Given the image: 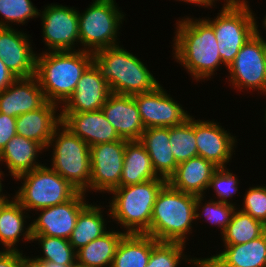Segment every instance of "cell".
Wrapping results in <instances>:
<instances>
[{
  "label": "cell",
  "instance_id": "cell-30",
  "mask_svg": "<svg viewBox=\"0 0 266 267\" xmlns=\"http://www.w3.org/2000/svg\"><path fill=\"white\" fill-rule=\"evenodd\" d=\"M101 212V208L92 203H87L80 211L76 226L69 238V243L75 250H79L108 232L105 230V221Z\"/></svg>",
  "mask_w": 266,
  "mask_h": 267
},
{
  "label": "cell",
  "instance_id": "cell-19",
  "mask_svg": "<svg viewBox=\"0 0 266 267\" xmlns=\"http://www.w3.org/2000/svg\"><path fill=\"white\" fill-rule=\"evenodd\" d=\"M101 110L121 139L139 141L145 127L133 95L112 93Z\"/></svg>",
  "mask_w": 266,
  "mask_h": 267
},
{
  "label": "cell",
  "instance_id": "cell-3",
  "mask_svg": "<svg viewBox=\"0 0 266 267\" xmlns=\"http://www.w3.org/2000/svg\"><path fill=\"white\" fill-rule=\"evenodd\" d=\"M92 63L93 53L82 49L77 52L74 50L50 51L40 56L37 55L35 77L46 100L64 104L73 94L85 70Z\"/></svg>",
  "mask_w": 266,
  "mask_h": 267
},
{
  "label": "cell",
  "instance_id": "cell-18",
  "mask_svg": "<svg viewBox=\"0 0 266 267\" xmlns=\"http://www.w3.org/2000/svg\"><path fill=\"white\" fill-rule=\"evenodd\" d=\"M225 246L220 254L189 261L197 267H266V232L247 243Z\"/></svg>",
  "mask_w": 266,
  "mask_h": 267
},
{
  "label": "cell",
  "instance_id": "cell-11",
  "mask_svg": "<svg viewBox=\"0 0 266 267\" xmlns=\"http://www.w3.org/2000/svg\"><path fill=\"white\" fill-rule=\"evenodd\" d=\"M127 142L122 139L90 147V189L109 193L119 187Z\"/></svg>",
  "mask_w": 266,
  "mask_h": 267
},
{
  "label": "cell",
  "instance_id": "cell-45",
  "mask_svg": "<svg viewBox=\"0 0 266 267\" xmlns=\"http://www.w3.org/2000/svg\"><path fill=\"white\" fill-rule=\"evenodd\" d=\"M45 267H73L74 265H61L54 262H44Z\"/></svg>",
  "mask_w": 266,
  "mask_h": 267
},
{
  "label": "cell",
  "instance_id": "cell-12",
  "mask_svg": "<svg viewBox=\"0 0 266 267\" xmlns=\"http://www.w3.org/2000/svg\"><path fill=\"white\" fill-rule=\"evenodd\" d=\"M133 98L145 129L181 125L190 117L161 85L150 92L134 94Z\"/></svg>",
  "mask_w": 266,
  "mask_h": 267
},
{
  "label": "cell",
  "instance_id": "cell-32",
  "mask_svg": "<svg viewBox=\"0 0 266 267\" xmlns=\"http://www.w3.org/2000/svg\"><path fill=\"white\" fill-rule=\"evenodd\" d=\"M171 151L177 164L198 156L195 120L191 116L181 125L170 127Z\"/></svg>",
  "mask_w": 266,
  "mask_h": 267
},
{
  "label": "cell",
  "instance_id": "cell-41",
  "mask_svg": "<svg viewBox=\"0 0 266 267\" xmlns=\"http://www.w3.org/2000/svg\"><path fill=\"white\" fill-rule=\"evenodd\" d=\"M16 79L17 77L13 75L0 58V92L10 86Z\"/></svg>",
  "mask_w": 266,
  "mask_h": 267
},
{
  "label": "cell",
  "instance_id": "cell-27",
  "mask_svg": "<svg viewBox=\"0 0 266 267\" xmlns=\"http://www.w3.org/2000/svg\"><path fill=\"white\" fill-rule=\"evenodd\" d=\"M157 243L147 234L126 233L117 247L111 267H146Z\"/></svg>",
  "mask_w": 266,
  "mask_h": 267
},
{
  "label": "cell",
  "instance_id": "cell-22",
  "mask_svg": "<svg viewBox=\"0 0 266 267\" xmlns=\"http://www.w3.org/2000/svg\"><path fill=\"white\" fill-rule=\"evenodd\" d=\"M57 106L56 103L46 101L40 108L18 116L17 135L38 142L47 149L54 131L62 123L61 114H55Z\"/></svg>",
  "mask_w": 266,
  "mask_h": 267
},
{
  "label": "cell",
  "instance_id": "cell-37",
  "mask_svg": "<svg viewBox=\"0 0 266 267\" xmlns=\"http://www.w3.org/2000/svg\"><path fill=\"white\" fill-rule=\"evenodd\" d=\"M241 211L266 225V186L249 188Z\"/></svg>",
  "mask_w": 266,
  "mask_h": 267
},
{
  "label": "cell",
  "instance_id": "cell-34",
  "mask_svg": "<svg viewBox=\"0 0 266 267\" xmlns=\"http://www.w3.org/2000/svg\"><path fill=\"white\" fill-rule=\"evenodd\" d=\"M0 14L5 22L0 21V27L11 28L6 22L25 23L32 17L38 16V9L33 6L31 0H0Z\"/></svg>",
  "mask_w": 266,
  "mask_h": 267
},
{
  "label": "cell",
  "instance_id": "cell-39",
  "mask_svg": "<svg viewBox=\"0 0 266 267\" xmlns=\"http://www.w3.org/2000/svg\"><path fill=\"white\" fill-rule=\"evenodd\" d=\"M15 135H17L16 117L0 113V153Z\"/></svg>",
  "mask_w": 266,
  "mask_h": 267
},
{
  "label": "cell",
  "instance_id": "cell-10",
  "mask_svg": "<svg viewBox=\"0 0 266 267\" xmlns=\"http://www.w3.org/2000/svg\"><path fill=\"white\" fill-rule=\"evenodd\" d=\"M257 26L255 24V34L242 46L228 70L235 88H253L266 94L264 39Z\"/></svg>",
  "mask_w": 266,
  "mask_h": 267
},
{
  "label": "cell",
  "instance_id": "cell-26",
  "mask_svg": "<svg viewBox=\"0 0 266 267\" xmlns=\"http://www.w3.org/2000/svg\"><path fill=\"white\" fill-rule=\"evenodd\" d=\"M160 178L153 168L150 156L140 141H128L119 186L139 184Z\"/></svg>",
  "mask_w": 266,
  "mask_h": 267
},
{
  "label": "cell",
  "instance_id": "cell-50",
  "mask_svg": "<svg viewBox=\"0 0 266 267\" xmlns=\"http://www.w3.org/2000/svg\"><path fill=\"white\" fill-rule=\"evenodd\" d=\"M264 23V27L266 28V16H265V19H264V21H263Z\"/></svg>",
  "mask_w": 266,
  "mask_h": 267
},
{
  "label": "cell",
  "instance_id": "cell-28",
  "mask_svg": "<svg viewBox=\"0 0 266 267\" xmlns=\"http://www.w3.org/2000/svg\"><path fill=\"white\" fill-rule=\"evenodd\" d=\"M125 234L126 232L108 231L76 250L77 264L85 267H111L117 247Z\"/></svg>",
  "mask_w": 266,
  "mask_h": 267
},
{
  "label": "cell",
  "instance_id": "cell-5",
  "mask_svg": "<svg viewBox=\"0 0 266 267\" xmlns=\"http://www.w3.org/2000/svg\"><path fill=\"white\" fill-rule=\"evenodd\" d=\"M163 178L114 188L110 216L126 228V233L146 234L150 229L153 206L162 187Z\"/></svg>",
  "mask_w": 266,
  "mask_h": 267
},
{
  "label": "cell",
  "instance_id": "cell-38",
  "mask_svg": "<svg viewBox=\"0 0 266 267\" xmlns=\"http://www.w3.org/2000/svg\"><path fill=\"white\" fill-rule=\"evenodd\" d=\"M234 205L211 200L202 207L204 208L202 213L210 223L221 227V234H223L236 210Z\"/></svg>",
  "mask_w": 266,
  "mask_h": 267
},
{
  "label": "cell",
  "instance_id": "cell-4",
  "mask_svg": "<svg viewBox=\"0 0 266 267\" xmlns=\"http://www.w3.org/2000/svg\"><path fill=\"white\" fill-rule=\"evenodd\" d=\"M93 62L112 93L134 95L150 92L160 85L140 59L118 45L94 52Z\"/></svg>",
  "mask_w": 266,
  "mask_h": 267
},
{
  "label": "cell",
  "instance_id": "cell-43",
  "mask_svg": "<svg viewBox=\"0 0 266 267\" xmlns=\"http://www.w3.org/2000/svg\"><path fill=\"white\" fill-rule=\"evenodd\" d=\"M179 1V0H178ZM181 1H186L187 3H193V4H199V6H212L213 2H215V0H181Z\"/></svg>",
  "mask_w": 266,
  "mask_h": 267
},
{
  "label": "cell",
  "instance_id": "cell-14",
  "mask_svg": "<svg viewBox=\"0 0 266 267\" xmlns=\"http://www.w3.org/2000/svg\"><path fill=\"white\" fill-rule=\"evenodd\" d=\"M85 193L78 192L72 199L41 210L40 216L32 223V235H46L69 239L80 211L87 205Z\"/></svg>",
  "mask_w": 266,
  "mask_h": 267
},
{
  "label": "cell",
  "instance_id": "cell-23",
  "mask_svg": "<svg viewBox=\"0 0 266 267\" xmlns=\"http://www.w3.org/2000/svg\"><path fill=\"white\" fill-rule=\"evenodd\" d=\"M218 168L211 161L197 156L179 163L167 182L181 192L204 196L203 192L208 189L211 177Z\"/></svg>",
  "mask_w": 266,
  "mask_h": 267
},
{
  "label": "cell",
  "instance_id": "cell-36",
  "mask_svg": "<svg viewBox=\"0 0 266 267\" xmlns=\"http://www.w3.org/2000/svg\"><path fill=\"white\" fill-rule=\"evenodd\" d=\"M229 170H225V167H219L213 176L211 177L209 187L213 188L216 191L217 196L219 197V202L225 204H232L228 202L227 198L233 197L238 191V180L236 179L235 175L228 172Z\"/></svg>",
  "mask_w": 266,
  "mask_h": 267
},
{
  "label": "cell",
  "instance_id": "cell-42",
  "mask_svg": "<svg viewBox=\"0 0 266 267\" xmlns=\"http://www.w3.org/2000/svg\"><path fill=\"white\" fill-rule=\"evenodd\" d=\"M19 267H45L44 262L40 261L36 258L30 259L22 256V253H20V266Z\"/></svg>",
  "mask_w": 266,
  "mask_h": 267
},
{
  "label": "cell",
  "instance_id": "cell-2",
  "mask_svg": "<svg viewBox=\"0 0 266 267\" xmlns=\"http://www.w3.org/2000/svg\"><path fill=\"white\" fill-rule=\"evenodd\" d=\"M182 20L176 23L174 57L196 80L209 79L223 64L214 29L205 19Z\"/></svg>",
  "mask_w": 266,
  "mask_h": 267
},
{
  "label": "cell",
  "instance_id": "cell-48",
  "mask_svg": "<svg viewBox=\"0 0 266 267\" xmlns=\"http://www.w3.org/2000/svg\"><path fill=\"white\" fill-rule=\"evenodd\" d=\"M264 56H265V61H266V41L264 40Z\"/></svg>",
  "mask_w": 266,
  "mask_h": 267
},
{
  "label": "cell",
  "instance_id": "cell-8",
  "mask_svg": "<svg viewBox=\"0 0 266 267\" xmlns=\"http://www.w3.org/2000/svg\"><path fill=\"white\" fill-rule=\"evenodd\" d=\"M123 17L114 0H95L84 13L78 11L79 41L83 50L88 47L87 51L94 53L117 46L115 41Z\"/></svg>",
  "mask_w": 266,
  "mask_h": 267
},
{
  "label": "cell",
  "instance_id": "cell-24",
  "mask_svg": "<svg viewBox=\"0 0 266 267\" xmlns=\"http://www.w3.org/2000/svg\"><path fill=\"white\" fill-rule=\"evenodd\" d=\"M170 127H151L144 130L140 143L148 152L155 173L168 179L175 173L177 163L171 151Z\"/></svg>",
  "mask_w": 266,
  "mask_h": 267
},
{
  "label": "cell",
  "instance_id": "cell-49",
  "mask_svg": "<svg viewBox=\"0 0 266 267\" xmlns=\"http://www.w3.org/2000/svg\"><path fill=\"white\" fill-rule=\"evenodd\" d=\"M73 267H85V266H82L76 263Z\"/></svg>",
  "mask_w": 266,
  "mask_h": 267
},
{
  "label": "cell",
  "instance_id": "cell-17",
  "mask_svg": "<svg viewBox=\"0 0 266 267\" xmlns=\"http://www.w3.org/2000/svg\"><path fill=\"white\" fill-rule=\"evenodd\" d=\"M62 124L90 147L122 140L102 110L60 112Z\"/></svg>",
  "mask_w": 266,
  "mask_h": 267
},
{
  "label": "cell",
  "instance_id": "cell-15",
  "mask_svg": "<svg viewBox=\"0 0 266 267\" xmlns=\"http://www.w3.org/2000/svg\"><path fill=\"white\" fill-rule=\"evenodd\" d=\"M111 94L108 82L93 62L81 76L73 94L64 103L62 112L100 110Z\"/></svg>",
  "mask_w": 266,
  "mask_h": 267
},
{
  "label": "cell",
  "instance_id": "cell-21",
  "mask_svg": "<svg viewBox=\"0 0 266 267\" xmlns=\"http://www.w3.org/2000/svg\"><path fill=\"white\" fill-rule=\"evenodd\" d=\"M46 101L35 76L17 78L0 92V113L17 118L21 114L40 108Z\"/></svg>",
  "mask_w": 266,
  "mask_h": 267
},
{
  "label": "cell",
  "instance_id": "cell-9",
  "mask_svg": "<svg viewBox=\"0 0 266 267\" xmlns=\"http://www.w3.org/2000/svg\"><path fill=\"white\" fill-rule=\"evenodd\" d=\"M219 14L214 21L205 20L214 29L222 63L228 68L255 34L256 19L249 6H223Z\"/></svg>",
  "mask_w": 266,
  "mask_h": 267
},
{
  "label": "cell",
  "instance_id": "cell-29",
  "mask_svg": "<svg viewBox=\"0 0 266 267\" xmlns=\"http://www.w3.org/2000/svg\"><path fill=\"white\" fill-rule=\"evenodd\" d=\"M23 210L26 209L16 199L11 201L7 199L0 207V241L6 250H17L14 246L21 235L27 241L32 240L31 226L23 233L25 223Z\"/></svg>",
  "mask_w": 266,
  "mask_h": 267
},
{
  "label": "cell",
  "instance_id": "cell-47",
  "mask_svg": "<svg viewBox=\"0 0 266 267\" xmlns=\"http://www.w3.org/2000/svg\"><path fill=\"white\" fill-rule=\"evenodd\" d=\"M7 197H0V207L2 206V204L7 200Z\"/></svg>",
  "mask_w": 266,
  "mask_h": 267
},
{
  "label": "cell",
  "instance_id": "cell-40",
  "mask_svg": "<svg viewBox=\"0 0 266 267\" xmlns=\"http://www.w3.org/2000/svg\"><path fill=\"white\" fill-rule=\"evenodd\" d=\"M20 252L18 250L0 251V267H19Z\"/></svg>",
  "mask_w": 266,
  "mask_h": 267
},
{
  "label": "cell",
  "instance_id": "cell-1",
  "mask_svg": "<svg viewBox=\"0 0 266 267\" xmlns=\"http://www.w3.org/2000/svg\"><path fill=\"white\" fill-rule=\"evenodd\" d=\"M202 200V196L181 192L167 182L157 195L146 234L158 242L184 244L192 221L202 216L197 212Z\"/></svg>",
  "mask_w": 266,
  "mask_h": 267
},
{
  "label": "cell",
  "instance_id": "cell-33",
  "mask_svg": "<svg viewBox=\"0 0 266 267\" xmlns=\"http://www.w3.org/2000/svg\"><path fill=\"white\" fill-rule=\"evenodd\" d=\"M34 240L40 241L44 252L43 257H36V259L61 265H75L77 263L76 250L69 243V239L32 235V241Z\"/></svg>",
  "mask_w": 266,
  "mask_h": 267
},
{
  "label": "cell",
  "instance_id": "cell-13",
  "mask_svg": "<svg viewBox=\"0 0 266 267\" xmlns=\"http://www.w3.org/2000/svg\"><path fill=\"white\" fill-rule=\"evenodd\" d=\"M39 15L49 51H72L79 40L78 11L62 5H49Z\"/></svg>",
  "mask_w": 266,
  "mask_h": 267
},
{
  "label": "cell",
  "instance_id": "cell-20",
  "mask_svg": "<svg viewBox=\"0 0 266 267\" xmlns=\"http://www.w3.org/2000/svg\"><path fill=\"white\" fill-rule=\"evenodd\" d=\"M217 124L209 120H195L198 156L211 161L217 167H225L224 164L230 161L236 141L230 133Z\"/></svg>",
  "mask_w": 266,
  "mask_h": 267
},
{
  "label": "cell",
  "instance_id": "cell-25",
  "mask_svg": "<svg viewBox=\"0 0 266 267\" xmlns=\"http://www.w3.org/2000/svg\"><path fill=\"white\" fill-rule=\"evenodd\" d=\"M43 149L45 148L40 143L15 135L1 151L0 161L6 163L9 173L13 178H16L42 165L35 159H37V152Z\"/></svg>",
  "mask_w": 266,
  "mask_h": 267
},
{
  "label": "cell",
  "instance_id": "cell-6",
  "mask_svg": "<svg viewBox=\"0 0 266 267\" xmlns=\"http://www.w3.org/2000/svg\"><path fill=\"white\" fill-rule=\"evenodd\" d=\"M61 126L63 130L60 132L57 127L48 144L50 147L55 142L52 169L79 192L85 193L91 179L90 146L62 123Z\"/></svg>",
  "mask_w": 266,
  "mask_h": 267
},
{
  "label": "cell",
  "instance_id": "cell-7",
  "mask_svg": "<svg viewBox=\"0 0 266 267\" xmlns=\"http://www.w3.org/2000/svg\"><path fill=\"white\" fill-rule=\"evenodd\" d=\"M15 179H24L19 188L16 199L26 209L48 208L72 199L79 191L66 179L46 166L25 172Z\"/></svg>",
  "mask_w": 266,
  "mask_h": 267
},
{
  "label": "cell",
  "instance_id": "cell-16",
  "mask_svg": "<svg viewBox=\"0 0 266 267\" xmlns=\"http://www.w3.org/2000/svg\"><path fill=\"white\" fill-rule=\"evenodd\" d=\"M27 38L14 28L0 27V58L17 78L35 76L36 54Z\"/></svg>",
  "mask_w": 266,
  "mask_h": 267
},
{
  "label": "cell",
  "instance_id": "cell-35",
  "mask_svg": "<svg viewBox=\"0 0 266 267\" xmlns=\"http://www.w3.org/2000/svg\"><path fill=\"white\" fill-rule=\"evenodd\" d=\"M184 245L180 242H158L152 248L146 267H177Z\"/></svg>",
  "mask_w": 266,
  "mask_h": 267
},
{
  "label": "cell",
  "instance_id": "cell-31",
  "mask_svg": "<svg viewBox=\"0 0 266 267\" xmlns=\"http://www.w3.org/2000/svg\"><path fill=\"white\" fill-rule=\"evenodd\" d=\"M266 232V225L238 210L234 211L231 222L223 232L225 245H240L252 241Z\"/></svg>",
  "mask_w": 266,
  "mask_h": 267
},
{
  "label": "cell",
  "instance_id": "cell-44",
  "mask_svg": "<svg viewBox=\"0 0 266 267\" xmlns=\"http://www.w3.org/2000/svg\"><path fill=\"white\" fill-rule=\"evenodd\" d=\"M226 3V4H225ZM224 6H249L246 3V0H226Z\"/></svg>",
  "mask_w": 266,
  "mask_h": 267
},
{
  "label": "cell",
  "instance_id": "cell-46",
  "mask_svg": "<svg viewBox=\"0 0 266 267\" xmlns=\"http://www.w3.org/2000/svg\"><path fill=\"white\" fill-rule=\"evenodd\" d=\"M2 175H4V174H3L2 171H0V177H2ZM1 180L2 179L0 178V192H2V183H1ZM0 197H6V196H4V195L2 196L1 193H0Z\"/></svg>",
  "mask_w": 266,
  "mask_h": 267
}]
</instances>
